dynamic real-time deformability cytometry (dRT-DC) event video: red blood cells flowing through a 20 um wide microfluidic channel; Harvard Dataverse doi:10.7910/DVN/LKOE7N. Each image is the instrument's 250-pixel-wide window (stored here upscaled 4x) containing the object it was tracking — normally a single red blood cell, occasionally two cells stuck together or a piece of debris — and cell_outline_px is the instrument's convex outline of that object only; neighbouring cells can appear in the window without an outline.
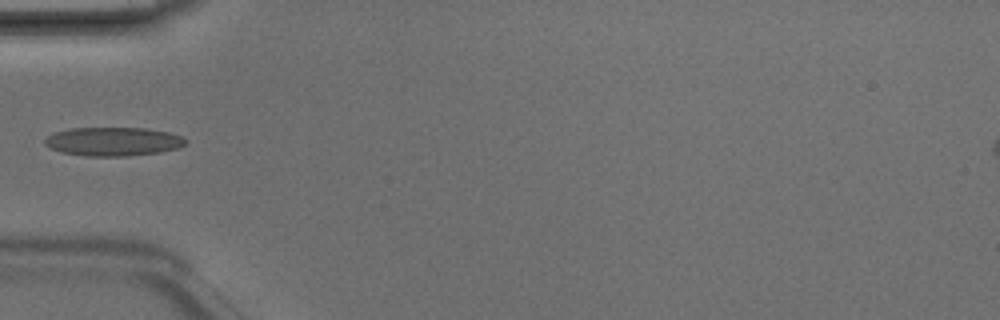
{"species": "Egyptian fruit bat (a non-hibernating species)", "species_latin": "Rousettus aegyptiacus", "temperature_condition": "room temperature", "stored_images_in_passage": 3, "camera_frame_rate_fps": 3000, "um_per_image_px": 0.085, "animal": {"sex": "male"}, "frame": {"image": 1, "passage_image": 2, "time_ms": 0.333, "image_size_px": [1000, 320], "cell_outline_px": [[188, 140], [180, 148], [160, 152], [124, 156], [84, 156], [60, 152], [44, 144], [44, 140], [48, 136], [56, 132], [72, 128], [144, 128], [168, 132], [180, 136]], "centroid_in_image_um": [9.63, 12.03], "position_along_channel_um": 75.4, "area_um2": 23.47}}